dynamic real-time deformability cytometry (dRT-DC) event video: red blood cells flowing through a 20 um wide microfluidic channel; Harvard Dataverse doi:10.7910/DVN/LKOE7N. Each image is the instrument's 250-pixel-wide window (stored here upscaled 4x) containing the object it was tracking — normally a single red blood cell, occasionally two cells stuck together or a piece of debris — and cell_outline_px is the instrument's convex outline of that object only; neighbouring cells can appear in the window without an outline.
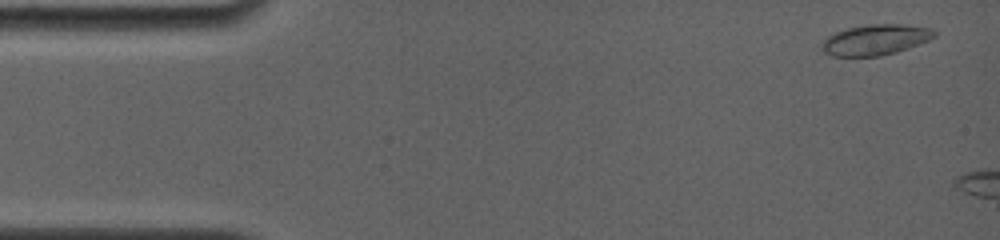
{"species": "common noctule bat (a hibernating species)", "species_latin": "Nyctalus noctula", "temperature_condition": "room temperature", "stored_images_in_passage": 26, "camera_frame_rate_fps": 4000, "um_per_image_px": 0.085, "animal": {"sex": "female", "body_mass_g": 19.0, "forearm_length_mm": 56.7}, "frame": {"image": 1, "passage_image": 2, "time_ms": 0.5, "image_size_px": [1000, 240], "cell_outline_px": [[936, 36], [920, 44], [896, 52], [880, 56], [832, 56], [824, 52], [816, 44], [828, 36], [836, 32], [848, 28], [868, 24], [904, 24], [932, 28], [936, 32]], "centroid_in_image_um": [74.38, 3.38], "position_along_channel_um": 10.6, "area_um2": 20.35}}
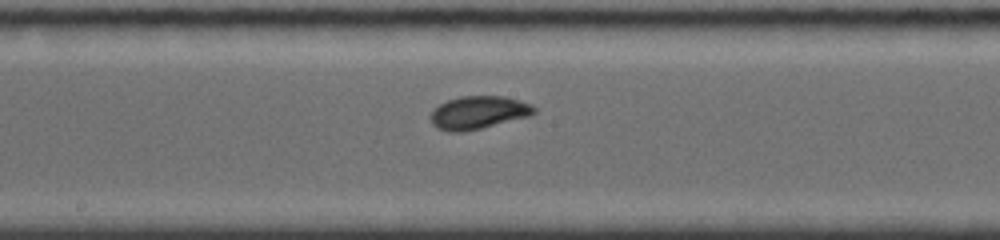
{"frame": {"image": 2, "passage_image": 18, "time_ms": 8.5, "image_size_px": [1000, 240], "cell_outline_px": [[536, 112], [528, 116], [464, 132], [448, 132], [436, 128], [432, 124], [432, 112], [440, 104], [448, 100], [460, 96], [504, 96], [520, 100], [532, 104], [536, 108]], "centroid_in_image_um": [40.67, 9.56], "position_along_channel_um": 207.5, "area_um2": 19.71}}
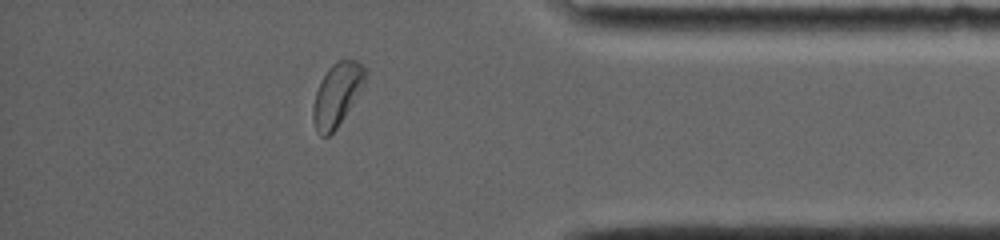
{"frame": {"image": 3, "passage_image": 25, "time_ms": 14.0, "image_size_px": [1000, 240], "cell_outline_px": [[364, 84], [344, 116], [336, 128], [328, 136], [320, 136], [316, 132], [312, 120], [312, 108], [316, 92], [320, 80], [328, 68], [332, 64], [340, 60], [356, 60], [364, 68]], "centroid_in_image_um": [28.58, 8.06], "position_along_channel_um": 406.6, "area_um2": 18.73}}